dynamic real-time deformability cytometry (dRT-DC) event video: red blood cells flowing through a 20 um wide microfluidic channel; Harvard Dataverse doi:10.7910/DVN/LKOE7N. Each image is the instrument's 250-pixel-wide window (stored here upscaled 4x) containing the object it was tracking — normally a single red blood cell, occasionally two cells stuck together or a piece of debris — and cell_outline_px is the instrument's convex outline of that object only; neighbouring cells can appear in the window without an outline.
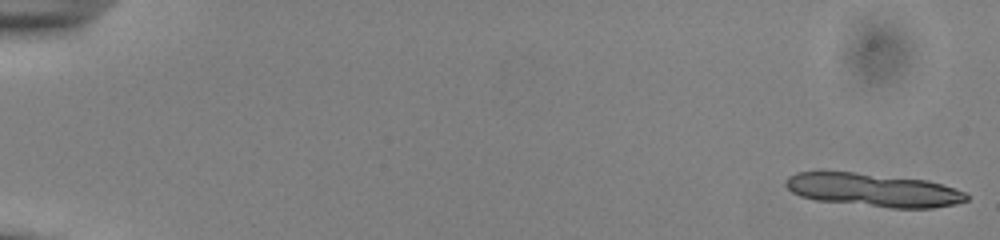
{"species": "common noctule bat (a hibernating species)", "species_latin": "Nyctalus noctula", "temperature_condition": "cold", "stored_images_in_passage": 13, "camera_frame_rate_fps": 3000, "um_per_image_px": 0.085, "animal": {"sex": "male", "body_mass_g": 13.0, "forearm_length_mm": 53.1}, "frame": {"image": 1, "passage_image": 1, "time_ms": 0.0, "image_size_px": [1000, 240], "cell_outline_px": [[968, 200], [956, 204], [932, 208], [892, 208], [816, 200], [800, 196], [792, 192], [784, 184], [784, 180], [788, 176], [796, 172], [824, 168], [928, 180], [964, 192], [968, 196]], "centroid_in_image_um": [74.11, 16.1], "position_along_channel_um": 10.9, "area_um2": 36.01}}